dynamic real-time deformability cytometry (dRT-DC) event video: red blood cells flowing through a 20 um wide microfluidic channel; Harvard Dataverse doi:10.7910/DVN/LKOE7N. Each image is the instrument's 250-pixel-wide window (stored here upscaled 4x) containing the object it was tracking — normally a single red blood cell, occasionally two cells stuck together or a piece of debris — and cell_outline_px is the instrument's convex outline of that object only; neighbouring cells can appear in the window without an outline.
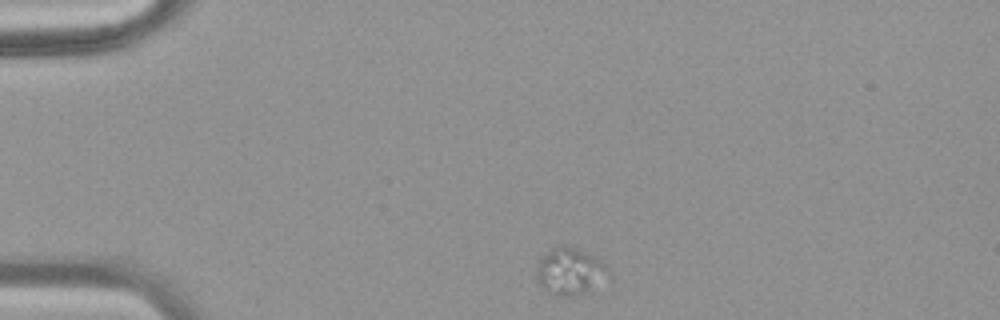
{"species": "common noctule bat (a hibernating species)", "species_latin": "Nyctalus noctula", "temperature_condition": "warm", "stored_images_in_passage": 41, "camera_frame_rate_fps": 3000, "um_per_image_px": 0.085, "animal": {"sex": "female", "body_mass_g": 18.4}, "frame": {"image": 1, "passage_image": 1, "time_ms": 0.0, "image_size_px": [1000, 320], "cell_outline_px": [[608, 272], [584, 292], [572, 296], [556, 296], [548, 292], [536, 280], [536, 272], [540, 260], [552, 248], [576, 248], [604, 264]], "centroid_in_image_um": [48.33, 23.1], "position_along_channel_um": 36.7, "area_um2": 18.15}}
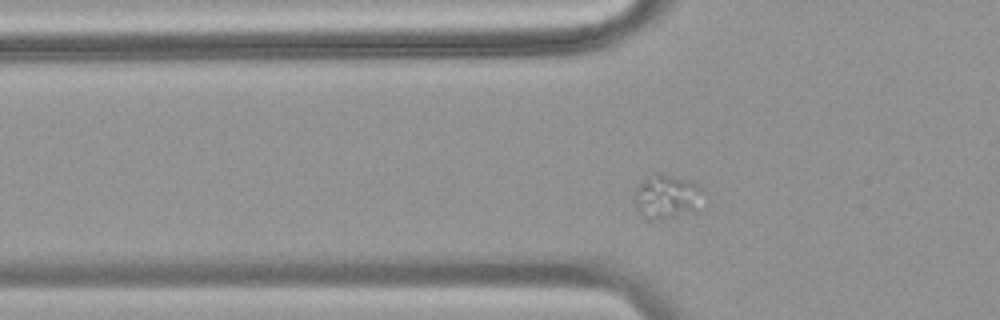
{"frame": {"image": 2, "passage_image": 7, "time_ms": 2.0, "image_size_px": [1000, 320], "cell_outline_px": [[700, 212], [660, 220], [648, 220], [640, 212], [636, 204], [636, 188], [644, 180], [656, 172], [660, 172], [692, 180], [700, 188]], "centroid_in_image_um": [56.73, 16.74], "position_along_channel_um": 69.1, "area_um2": 17.8}}
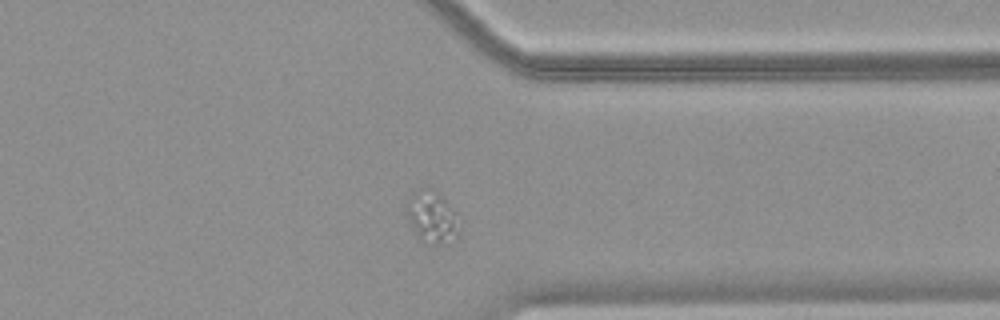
{"frame": {"image": 3, "passage_image": 30, "time_ms": 9.667, "image_size_px": [1000, 320], "cell_outline_px": [[460, 228], [456, 240], [420, 240], [412, 228], [408, 216], [408, 196], [420, 188], [440, 196], [456, 212]], "centroid_in_image_um": [36.73, 18.43], "position_along_channel_um": 374.7, "area_um2": 14.8}}